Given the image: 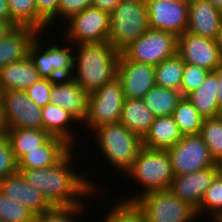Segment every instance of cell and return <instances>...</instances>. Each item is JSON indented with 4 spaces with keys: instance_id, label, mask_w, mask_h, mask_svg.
I'll return each instance as SVG.
<instances>
[{
    "instance_id": "cell-28",
    "label": "cell",
    "mask_w": 222,
    "mask_h": 222,
    "mask_svg": "<svg viewBox=\"0 0 222 222\" xmlns=\"http://www.w3.org/2000/svg\"><path fill=\"white\" fill-rule=\"evenodd\" d=\"M11 20L18 27H30L38 32L47 31L49 24L38 14L35 0H7Z\"/></svg>"
},
{
    "instance_id": "cell-33",
    "label": "cell",
    "mask_w": 222,
    "mask_h": 222,
    "mask_svg": "<svg viewBox=\"0 0 222 222\" xmlns=\"http://www.w3.org/2000/svg\"><path fill=\"white\" fill-rule=\"evenodd\" d=\"M205 213L210 215L213 222L222 214V170L215 176L196 209L198 219Z\"/></svg>"
},
{
    "instance_id": "cell-5",
    "label": "cell",
    "mask_w": 222,
    "mask_h": 222,
    "mask_svg": "<svg viewBox=\"0 0 222 222\" xmlns=\"http://www.w3.org/2000/svg\"><path fill=\"white\" fill-rule=\"evenodd\" d=\"M149 29L145 0H121L110 14L108 42L122 52Z\"/></svg>"
},
{
    "instance_id": "cell-26",
    "label": "cell",
    "mask_w": 222,
    "mask_h": 222,
    "mask_svg": "<svg viewBox=\"0 0 222 222\" xmlns=\"http://www.w3.org/2000/svg\"><path fill=\"white\" fill-rule=\"evenodd\" d=\"M155 116L142 99H126L122 107L120 123L141 139L149 132Z\"/></svg>"
},
{
    "instance_id": "cell-14",
    "label": "cell",
    "mask_w": 222,
    "mask_h": 222,
    "mask_svg": "<svg viewBox=\"0 0 222 222\" xmlns=\"http://www.w3.org/2000/svg\"><path fill=\"white\" fill-rule=\"evenodd\" d=\"M149 28L174 33L177 37L187 31L188 3L171 0H145Z\"/></svg>"
},
{
    "instance_id": "cell-23",
    "label": "cell",
    "mask_w": 222,
    "mask_h": 222,
    "mask_svg": "<svg viewBox=\"0 0 222 222\" xmlns=\"http://www.w3.org/2000/svg\"><path fill=\"white\" fill-rule=\"evenodd\" d=\"M42 120L43 130L48 132L51 136L62 138L72 148H75V143L73 142H76L75 140L77 137L74 134L77 132L72 131L74 130V125L72 124L76 123L77 125V123H80L71 113L50 103L42 108ZM72 132H74V134Z\"/></svg>"
},
{
    "instance_id": "cell-19",
    "label": "cell",
    "mask_w": 222,
    "mask_h": 222,
    "mask_svg": "<svg viewBox=\"0 0 222 222\" xmlns=\"http://www.w3.org/2000/svg\"><path fill=\"white\" fill-rule=\"evenodd\" d=\"M222 22V11L207 0H190L188 3L187 31L215 40Z\"/></svg>"
},
{
    "instance_id": "cell-34",
    "label": "cell",
    "mask_w": 222,
    "mask_h": 222,
    "mask_svg": "<svg viewBox=\"0 0 222 222\" xmlns=\"http://www.w3.org/2000/svg\"><path fill=\"white\" fill-rule=\"evenodd\" d=\"M112 205L101 222H147L144 212L135 202L123 201L119 198Z\"/></svg>"
},
{
    "instance_id": "cell-9",
    "label": "cell",
    "mask_w": 222,
    "mask_h": 222,
    "mask_svg": "<svg viewBox=\"0 0 222 222\" xmlns=\"http://www.w3.org/2000/svg\"><path fill=\"white\" fill-rule=\"evenodd\" d=\"M177 38L169 31L149 28L121 54L127 60L157 66L177 53Z\"/></svg>"
},
{
    "instance_id": "cell-49",
    "label": "cell",
    "mask_w": 222,
    "mask_h": 222,
    "mask_svg": "<svg viewBox=\"0 0 222 222\" xmlns=\"http://www.w3.org/2000/svg\"><path fill=\"white\" fill-rule=\"evenodd\" d=\"M158 1H162V0H158ZM171 1H173V2H181V3H189L190 0H171Z\"/></svg>"
},
{
    "instance_id": "cell-31",
    "label": "cell",
    "mask_w": 222,
    "mask_h": 222,
    "mask_svg": "<svg viewBox=\"0 0 222 222\" xmlns=\"http://www.w3.org/2000/svg\"><path fill=\"white\" fill-rule=\"evenodd\" d=\"M172 117L183 136L200 133L204 117L198 113L187 97L181 98L172 113Z\"/></svg>"
},
{
    "instance_id": "cell-47",
    "label": "cell",
    "mask_w": 222,
    "mask_h": 222,
    "mask_svg": "<svg viewBox=\"0 0 222 222\" xmlns=\"http://www.w3.org/2000/svg\"><path fill=\"white\" fill-rule=\"evenodd\" d=\"M207 1L210 2L215 8L222 11V0H207Z\"/></svg>"
},
{
    "instance_id": "cell-27",
    "label": "cell",
    "mask_w": 222,
    "mask_h": 222,
    "mask_svg": "<svg viewBox=\"0 0 222 222\" xmlns=\"http://www.w3.org/2000/svg\"><path fill=\"white\" fill-rule=\"evenodd\" d=\"M4 131L8 135L17 162L29 151L38 149L51 137L43 129L7 128Z\"/></svg>"
},
{
    "instance_id": "cell-45",
    "label": "cell",
    "mask_w": 222,
    "mask_h": 222,
    "mask_svg": "<svg viewBox=\"0 0 222 222\" xmlns=\"http://www.w3.org/2000/svg\"><path fill=\"white\" fill-rule=\"evenodd\" d=\"M0 20H11L7 0H0Z\"/></svg>"
},
{
    "instance_id": "cell-43",
    "label": "cell",
    "mask_w": 222,
    "mask_h": 222,
    "mask_svg": "<svg viewBox=\"0 0 222 222\" xmlns=\"http://www.w3.org/2000/svg\"><path fill=\"white\" fill-rule=\"evenodd\" d=\"M18 26L12 20H0V40L13 33Z\"/></svg>"
},
{
    "instance_id": "cell-17",
    "label": "cell",
    "mask_w": 222,
    "mask_h": 222,
    "mask_svg": "<svg viewBox=\"0 0 222 222\" xmlns=\"http://www.w3.org/2000/svg\"><path fill=\"white\" fill-rule=\"evenodd\" d=\"M88 96L72 78H62L52 85L50 103L65 109L83 124L88 114Z\"/></svg>"
},
{
    "instance_id": "cell-38",
    "label": "cell",
    "mask_w": 222,
    "mask_h": 222,
    "mask_svg": "<svg viewBox=\"0 0 222 222\" xmlns=\"http://www.w3.org/2000/svg\"><path fill=\"white\" fill-rule=\"evenodd\" d=\"M18 171V162L14 157L8 135L0 132V181Z\"/></svg>"
},
{
    "instance_id": "cell-24",
    "label": "cell",
    "mask_w": 222,
    "mask_h": 222,
    "mask_svg": "<svg viewBox=\"0 0 222 222\" xmlns=\"http://www.w3.org/2000/svg\"><path fill=\"white\" fill-rule=\"evenodd\" d=\"M182 137L183 135L172 116L155 117L149 132L142 139V147L167 150Z\"/></svg>"
},
{
    "instance_id": "cell-46",
    "label": "cell",
    "mask_w": 222,
    "mask_h": 222,
    "mask_svg": "<svg viewBox=\"0 0 222 222\" xmlns=\"http://www.w3.org/2000/svg\"><path fill=\"white\" fill-rule=\"evenodd\" d=\"M215 42L217 43L218 47H219V51L222 55V22L220 24V28L217 32V36L215 38Z\"/></svg>"
},
{
    "instance_id": "cell-3",
    "label": "cell",
    "mask_w": 222,
    "mask_h": 222,
    "mask_svg": "<svg viewBox=\"0 0 222 222\" xmlns=\"http://www.w3.org/2000/svg\"><path fill=\"white\" fill-rule=\"evenodd\" d=\"M93 133L105 162H109L108 165L118 173L125 174L142 148V139L120 122L101 125L92 130Z\"/></svg>"
},
{
    "instance_id": "cell-10",
    "label": "cell",
    "mask_w": 222,
    "mask_h": 222,
    "mask_svg": "<svg viewBox=\"0 0 222 222\" xmlns=\"http://www.w3.org/2000/svg\"><path fill=\"white\" fill-rule=\"evenodd\" d=\"M63 32L64 38L74 45L102 43L108 41L110 14L96 7L89 6L72 16Z\"/></svg>"
},
{
    "instance_id": "cell-18",
    "label": "cell",
    "mask_w": 222,
    "mask_h": 222,
    "mask_svg": "<svg viewBox=\"0 0 222 222\" xmlns=\"http://www.w3.org/2000/svg\"><path fill=\"white\" fill-rule=\"evenodd\" d=\"M0 192L11 200L23 204L35 215L43 214L52 208L43 194L26 182L20 171L0 181Z\"/></svg>"
},
{
    "instance_id": "cell-36",
    "label": "cell",
    "mask_w": 222,
    "mask_h": 222,
    "mask_svg": "<svg viewBox=\"0 0 222 222\" xmlns=\"http://www.w3.org/2000/svg\"><path fill=\"white\" fill-rule=\"evenodd\" d=\"M86 206L82 203L75 207H52L49 211L36 215L34 222H79V220L75 221V218H81L80 214L83 216L82 212H87L84 211L85 208L88 209Z\"/></svg>"
},
{
    "instance_id": "cell-41",
    "label": "cell",
    "mask_w": 222,
    "mask_h": 222,
    "mask_svg": "<svg viewBox=\"0 0 222 222\" xmlns=\"http://www.w3.org/2000/svg\"><path fill=\"white\" fill-rule=\"evenodd\" d=\"M60 0H35L38 14L49 24L54 25L57 18ZM53 23V24H52Z\"/></svg>"
},
{
    "instance_id": "cell-30",
    "label": "cell",
    "mask_w": 222,
    "mask_h": 222,
    "mask_svg": "<svg viewBox=\"0 0 222 222\" xmlns=\"http://www.w3.org/2000/svg\"><path fill=\"white\" fill-rule=\"evenodd\" d=\"M184 64L182 57L176 53L155 66L156 86L180 91Z\"/></svg>"
},
{
    "instance_id": "cell-8",
    "label": "cell",
    "mask_w": 222,
    "mask_h": 222,
    "mask_svg": "<svg viewBox=\"0 0 222 222\" xmlns=\"http://www.w3.org/2000/svg\"><path fill=\"white\" fill-rule=\"evenodd\" d=\"M124 100L121 82L116 77L89 94L87 118L81 125L92 131L101 125L120 122Z\"/></svg>"
},
{
    "instance_id": "cell-35",
    "label": "cell",
    "mask_w": 222,
    "mask_h": 222,
    "mask_svg": "<svg viewBox=\"0 0 222 222\" xmlns=\"http://www.w3.org/2000/svg\"><path fill=\"white\" fill-rule=\"evenodd\" d=\"M35 214L23 204L13 201L0 192L1 222H34Z\"/></svg>"
},
{
    "instance_id": "cell-22",
    "label": "cell",
    "mask_w": 222,
    "mask_h": 222,
    "mask_svg": "<svg viewBox=\"0 0 222 222\" xmlns=\"http://www.w3.org/2000/svg\"><path fill=\"white\" fill-rule=\"evenodd\" d=\"M38 33L30 27H18L8 37L0 40V69L27 57Z\"/></svg>"
},
{
    "instance_id": "cell-40",
    "label": "cell",
    "mask_w": 222,
    "mask_h": 222,
    "mask_svg": "<svg viewBox=\"0 0 222 222\" xmlns=\"http://www.w3.org/2000/svg\"><path fill=\"white\" fill-rule=\"evenodd\" d=\"M91 3L92 0H60L57 13L58 22L62 23L59 18L65 20L63 23L67 22L72 16L91 6Z\"/></svg>"
},
{
    "instance_id": "cell-20",
    "label": "cell",
    "mask_w": 222,
    "mask_h": 222,
    "mask_svg": "<svg viewBox=\"0 0 222 222\" xmlns=\"http://www.w3.org/2000/svg\"><path fill=\"white\" fill-rule=\"evenodd\" d=\"M41 77L29 57L15 61L0 69V92L22 90L32 86Z\"/></svg>"
},
{
    "instance_id": "cell-15",
    "label": "cell",
    "mask_w": 222,
    "mask_h": 222,
    "mask_svg": "<svg viewBox=\"0 0 222 222\" xmlns=\"http://www.w3.org/2000/svg\"><path fill=\"white\" fill-rule=\"evenodd\" d=\"M117 77L126 99H142L156 85L155 66L127 60L122 54Z\"/></svg>"
},
{
    "instance_id": "cell-25",
    "label": "cell",
    "mask_w": 222,
    "mask_h": 222,
    "mask_svg": "<svg viewBox=\"0 0 222 222\" xmlns=\"http://www.w3.org/2000/svg\"><path fill=\"white\" fill-rule=\"evenodd\" d=\"M217 77L210 71L205 81L187 96L198 113L204 118L216 117L222 114V108L217 102Z\"/></svg>"
},
{
    "instance_id": "cell-16",
    "label": "cell",
    "mask_w": 222,
    "mask_h": 222,
    "mask_svg": "<svg viewBox=\"0 0 222 222\" xmlns=\"http://www.w3.org/2000/svg\"><path fill=\"white\" fill-rule=\"evenodd\" d=\"M221 170L222 165L216 163L197 172L174 176L169 189L180 200L197 209L211 182Z\"/></svg>"
},
{
    "instance_id": "cell-4",
    "label": "cell",
    "mask_w": 222,
    "mask_h": 222,
    "mask_svg": "<svg viewBox=\"0 0 222 222\" xmlns=\"http://www.w3.org/2000/svg\"><path fill=\"white\" fill-rule=\"evenodd\" d=\"M128 178L135 180L142 193L133 197H123L120 200L134 202L140 195L151 191L167 190L170 188L174 174L171 159L167 150L146 149L142 147L131 167L125 172Z\"/></svg>"
},
{
    "instance_id": "cell-13",
    "label": "cell",
    "mask_w": 222,
    "mask_h": 222,
    "mask_svg": "<svg viewBox=\"0 0 222 222\" xmlns=\"http://www.w3.org/2000/svg\"><path fill=\"white\" fill-rule=\"evenodd\" d=\"M177 53L184 63L214 71L222 61L215 40L185 31L177 38Z\"/></svg>"
},
{
    "instance_id": "cell-29",
    "label": "cell",
    "mask_w": 222,
    "mask_h": 222,
    "mask_svg": "<svg viewBox=\"0 0 222 222\" xmlns=\"http://www.w3.org/2000/svg\"><path fill=\"white\" fill-rule=\"evenodd\" d=\"M182 97L180 91L155 85L145 94L142 100L155 117H161L172 116Z\"/></svg>"
},
{
    "instance_id": "cell-2",
    "label": "cell",
    "mask_w": 222,
    "mask_h": 222,
    "mask_svg": "<svg viewBox=\"0 0 222 222\" xmlns=\"http://www.w3.org/2000/svg\"><path fill=\"white\" fill-rule=\"evenodd\" d=\"M72 79L88 94L117 77L121 53L110 42L75 45Z\"/></svg>"
},
{
    "instance_id": "cell-39",
    "label": "cell",
    "mask_w": 222,
    "mask_h": 222,
    "mask_svg": "<svg viewBox=\"0 0 222 222\" xmlns=\"http://www.w3.org/2000/svg\"><path fill=\"white\" fill-rule=\"evenodd\" d=\"M55 80L41 78L25 90L28 97L41 108L50 104V92Z\"/></svg>"
},
{
    "instance_id": "cell-6",
    "label": "cell",
    "mask_w": 222,
    "mask_h": 222,
    "mask_svg": "<svg viewBox=\"0 0 222 222\" xmlns=\"http://www.w3.org/2000/svg\"><path fill=\"white\" fill-rule=\"evenodd\" d=\"M40 34L43 35L42 32L38 33L29 48L28 54L39 76L55 81L62 78H72L74 75L75 45L63 38V40H65L64 43L67 41L65 45L62 46L58 43L55 45L54 43L49 46L47 43L46 47L44 45L45 42H43V37ZM40 38H42V40Z\"/></svg>"
},
{
    "instance_id": "cell-48",
    "label": "cell",
    "mask_w": 222,
    "mask_h": 222,
    "mask_svg": "<svg viewBox=\"0 0 222 222\" xmlns=\"http://www.w3.org/2000/svg\"><path fill=\"white\" fill-rule=\"evenodd\" d=\"M3 130L4 128H3L2 118H1V99H0V132H2Z\"/></svg>"
},
{
    "instance_id": "cell-21",
    "label": "cell",
    "mask_w": 222,
    "mask_h": 222,
    "mask_svg": "<svg viewBox=\"0 0 222 222\" xmlns=\"http://www.w3.org/2000/svg\"><path fill=\"white\" fill-rule=\"evenodd\" d=\"M72 147L62 138L51 136L43 145L18 161V169H40L57 163Z\"/></svg>"
},
{
    "instance_id": "cell-44",
    "label": "cell",
    "mask_w": 222,
    "mask_h": 222,
    "mask_svg": "<svg viewBox=\"0 0 222 222\" xmlns=\"http://www.w3.org/2000/svg\"><path fill=\"white\" fill-rule=\"evenodd\" d=\"M217 77L218 87H217V102L218 105L222 108V61L219 66L214 70Z\"/></svg>"
},
{
    "instance_id": "cell-50",
    "label": "cell",
    "mask_w": 222,
    "mask_h": 222,
    "mask_svg": "<svg viewBox=\"0 0 222 222\" xmlns=\"http://www.w3.org/2000/svg\"><path fill=\"white\" fill-rule=\"evenodd\" d=\"M215 222H222V214L220 215V217Z\"/></svg>"
},
{
    "instance_id": "cell-11",
    "label": "cell",
    "mask_w": 222,
    "mask_h": 222,
    "mask_svg": "<svg viewBox=\"0 0 222 222\" xmlns=\"http://www.w3.org/2000/svg\"><path fill=\"white\" fill-rule=\"evenodd\" d=\"M3 128L43 129L42 108L25 91L0 92Z\"/></svg>"
},
{
    "instance_id": "cell-32",
    "label": "cell",
    "mask_w": 222,
    "mask_h": 222,
    "mask_svg": "<svg viewBox=\"0 0 222 222\" xmlns=\"http://www.w3.org/2000/svg\"><path fill=\"white\" fill-rule=\"evenodd\" d=\"M199 135L215 163L222 165V114L204 118Z\"/></svg>"
},
{
    "instance_id": "cell-1",
    "label": "cell",
    "mask_w": 222,
    "mask_h": 222,
    "mask_svg": "<svg viewBox=\"0 0 222 222\" xmlns=\"http://www.w3.org/2000/svg\"><path fill=\"white\" fill-rule=\"evenodd\" d=\"M72 149L51 167L18 169L26 182L39 190L52 207H75L91 195H98L95 192L99 188H95V182L87 172L81 171L80 174L72 169L71 163L75 159Z\"/></svg>"
},
{
    "instance_id": "cell-12",
    "label": "cell",
    "mask_w": 222,
    "mask_h": 222,
    "mask_svg": "<svg viewBox=\"0 0 222 222\" xmlns=\"http://www.w3.org/2000/svg\"><path fill=\"white\" fill-rule=\"evenodd\" d=\"M167 151L174 176L197 172L216 164L199 134L183 136Z\"/></svg>"
},
{
    "instance_id": "cell-7",
    "label": "cell",
    "mask_w": 222,
    "mask_h": 222,
    "mask_svg": "<svg viewBox=\"0 0 222 222\" xmlns=\"http://www.w3.org/2000/svg\"><path fill=\"white\" fill-rule=\"evenodd\" d=\"M134 202L144 212L147 222H194L198 218L196 209L170 189L145 193Z\"/></svg>"
},
{
    "instance_id": "cell-42",
    "label": "cell",
    "mask_w": 222,
    "mask_h": 222,
    "mask_svg": "<svg viewBox=\"0 0 222 222\" xmlns=\"http://www.w3.org/2000/svg\"><path fill=\"white\" fill-rule=\"evenodd\" d=\"M121 0H92L91 6L111 14Z\"/></svg>"
},
{
    "instance_id": "cell-37",
    "label": "cell",
    "mask_w": 222,
    "mask_h": 222,
    "mask_svg": "<svg viewBox=\"0 0 222 222\" xmlns=\"http://www.w3.org/2000/svg\"><path fill=\"white\" fill-rule=\"evenodd\" d=\"M209 72L203 67L185 63L180 87L182 96L187 97L194 92L205 81Z\"/></svg>"
}]
</instances>
